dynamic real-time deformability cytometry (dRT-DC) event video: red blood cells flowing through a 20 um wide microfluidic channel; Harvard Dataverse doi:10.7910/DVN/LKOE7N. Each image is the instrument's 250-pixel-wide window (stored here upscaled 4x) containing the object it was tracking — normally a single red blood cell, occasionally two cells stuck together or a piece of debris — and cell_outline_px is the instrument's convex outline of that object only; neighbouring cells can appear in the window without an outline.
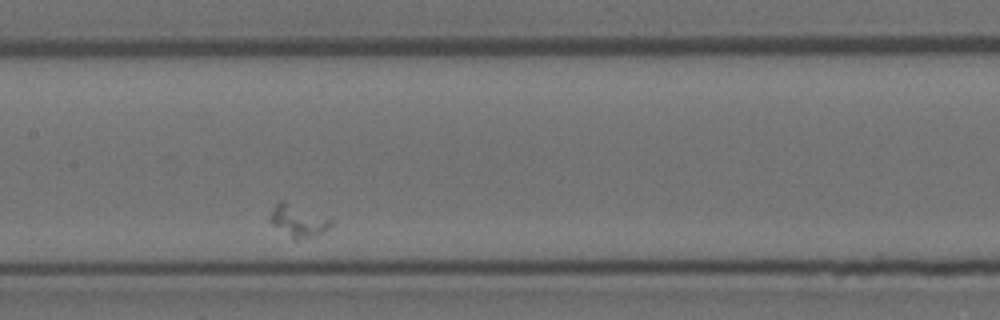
{"species": "Egyptian fruit bat (a non-hibernating species)", "species_latin": "Rousettus aegyptiacus", "temperature_condition": "room temperature", "stored_images_in_passage": 4, "camera_frame_rate_fps": 3000, "um_per_image_px": 0.085, "animal": {"sex": "female"}, "frame": {"image": 1, "passage_image": 4, "time_ms": 1.0, "image_size_px": [1000, 320], "cell_outline_px": [[332, 224], [324, 232], [316, 236], [296, 240], [272, 224], [268, 220], [276, 204], [280, 200], [284, 200], [332, 220]], "centroid_in_image_um": [25.34, 18.77], "position_along_channel_um": 182.1, "area_um2": 11.04}}